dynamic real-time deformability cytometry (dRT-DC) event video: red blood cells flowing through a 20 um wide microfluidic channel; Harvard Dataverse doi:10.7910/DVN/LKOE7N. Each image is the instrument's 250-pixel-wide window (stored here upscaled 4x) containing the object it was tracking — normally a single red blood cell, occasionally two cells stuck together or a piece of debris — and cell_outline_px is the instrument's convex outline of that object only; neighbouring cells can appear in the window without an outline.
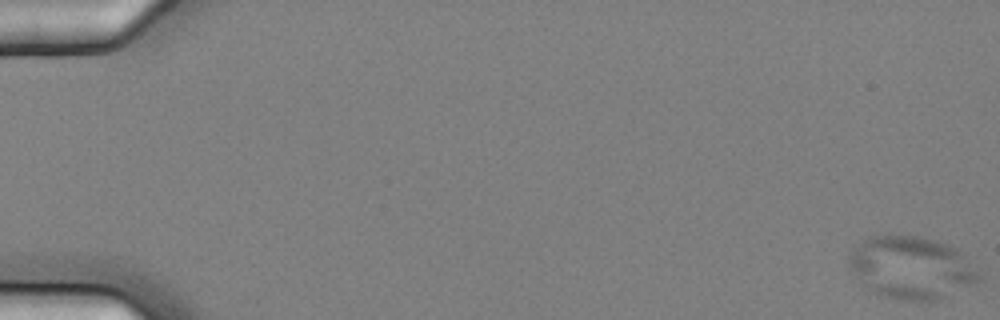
{"species": "common noctule bat (a hibernating species)", "species_latin": "Nyctalus noctula", "temperature_condition": "cold", "stored_images_in_passage": 60, "camera_frame_rate_fps": 3000, "um_per_image_px": 0.085, "animal": {"sex": "female", "body_mass_g": 25.1}, "frame": {"image": 1, "passage_image": 1, "time_ms": 0.0, "image_size_px": [1000, 320], "cell_outline_px": [[984, 280], [936, 300], [900, 300], [884, 296], [872, 292], [848, 264], [848, 256], [864, 240], [872, 236], [916, 236], [932, 240], [956, 248], [984, 272]], "centroid_in_image_um": [77.58, 22.76], "position_along_channel_um": 7.4, "area_um2": 46.88}}
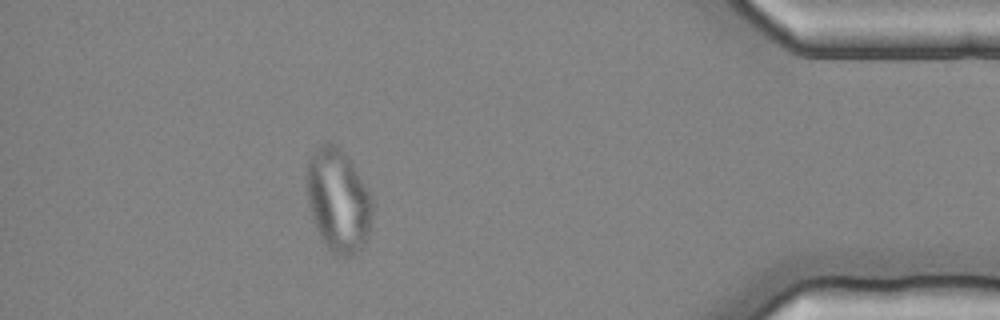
{"frame": {"image": 2, "passage_image": 53, "time_ms": 17.333, "image_size_px": [1000, 320], "cell_outline_px": [[372, 216], [368, 236], [364, 244], [352, 256], [336, 256], [320, 240], [308, 204], [308, 160], [312, 152], [324, 140], [328, 140], [340, 148], [348, 156], [368, 192], [372, 200]], "centroid_in_image_um": [28.74, 17.04], "position_along_channel_um": 406.5, "area_um2": 39.36}}